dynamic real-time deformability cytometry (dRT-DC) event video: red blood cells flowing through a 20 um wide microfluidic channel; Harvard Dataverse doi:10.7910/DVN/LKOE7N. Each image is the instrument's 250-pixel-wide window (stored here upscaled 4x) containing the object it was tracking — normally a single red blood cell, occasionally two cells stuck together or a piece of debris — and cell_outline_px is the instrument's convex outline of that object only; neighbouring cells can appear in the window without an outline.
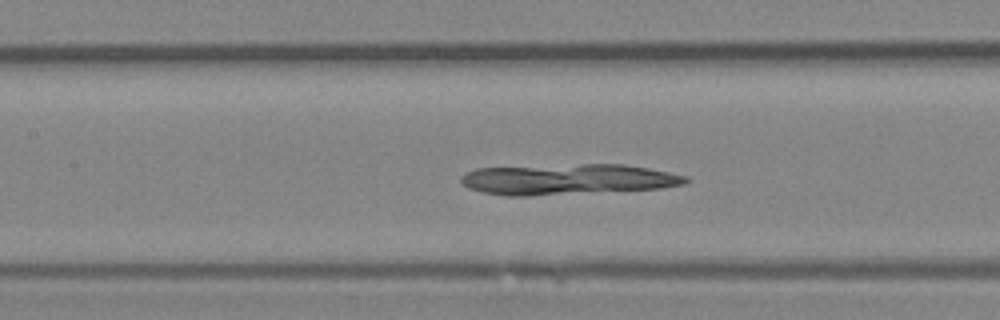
{"species": "Egyptian fruit bat (a non-hibernating species)", "species_latin": "Rousettus aegyptiacus", "temperature_condition": "room temperature", "stored_images_in_passage": 45, "camera_frame_rate_fps": 3000, "um_per_image_px": 0.085, "animal": {"sex": "female"}, "frame": {"image": 1, "passage_image": 21, "time_ms": 6.667, "image_size_px": [1000, 320], "cell_outline_px": [[692, 180], [684, 184], [660, 188], [528, 196], [504, 196], [484, 192], [468, 188], [460, 180], [460, 176], [464, 172], [476, 168], [584, 164], [624, 164], [648, 168], [688, 176]], "centroid_in_image_um": [48.24, 15.24], "position_along_channel_um": 159.2, "area_um2": 40.17}}
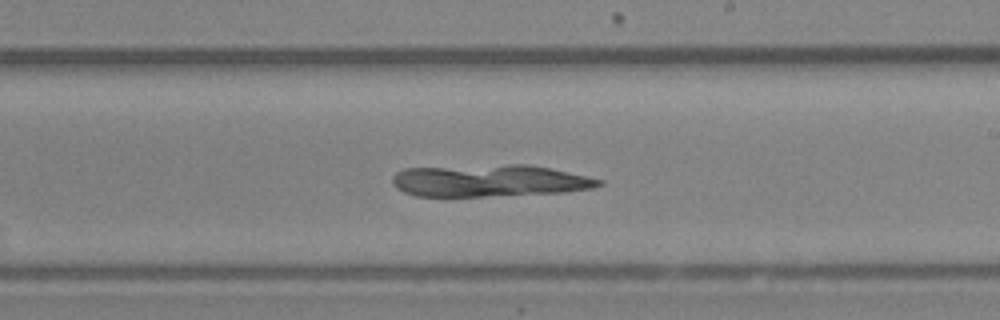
{"frame": {"image": 2, "passage_image": 27, "time_ms": 8.667, "image_size_px": [1000, 320], "cell_outline_px": [[604, 184], [592, 188], [564, 192], [484, 196], [416, 196], [404, 192], [396, 188], [392, 184], [392, 176], [396, 172], [404, 168], [508, 164], [528, 164], [588, 176], [604, 180]], "centroid_in_image_um": [41.58, 15.35], "position_along_channel_um": 247.4, "area_um2": 38.61}}
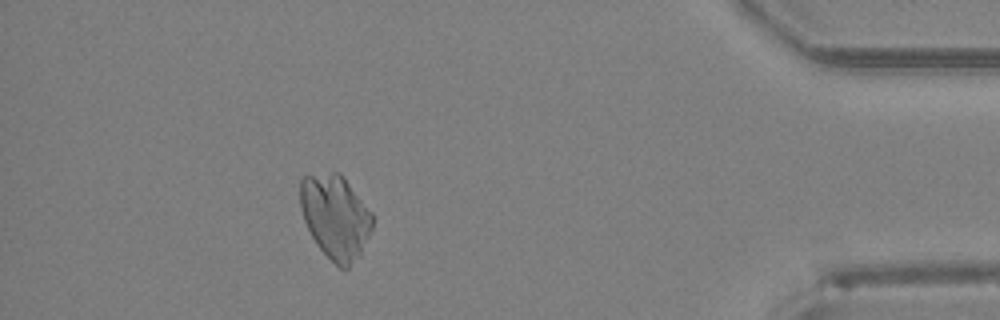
{"frame": {"image": 3, "passage_image": 41, "time_ms": 13.333, "image_size_px": [1000, 320], "cell_outline_px": [[372, 228], [360, 256], [348, 268], [340, 268], [316, 244], [304, 220], [300, 208], [300, 180], [304, 176], [332, 172], [340, 172], [372, 212]], "centroid_in_image_um": [28.51, 18.41], "position_along_channel_um": 406.7, "area_um2": 35.2}}